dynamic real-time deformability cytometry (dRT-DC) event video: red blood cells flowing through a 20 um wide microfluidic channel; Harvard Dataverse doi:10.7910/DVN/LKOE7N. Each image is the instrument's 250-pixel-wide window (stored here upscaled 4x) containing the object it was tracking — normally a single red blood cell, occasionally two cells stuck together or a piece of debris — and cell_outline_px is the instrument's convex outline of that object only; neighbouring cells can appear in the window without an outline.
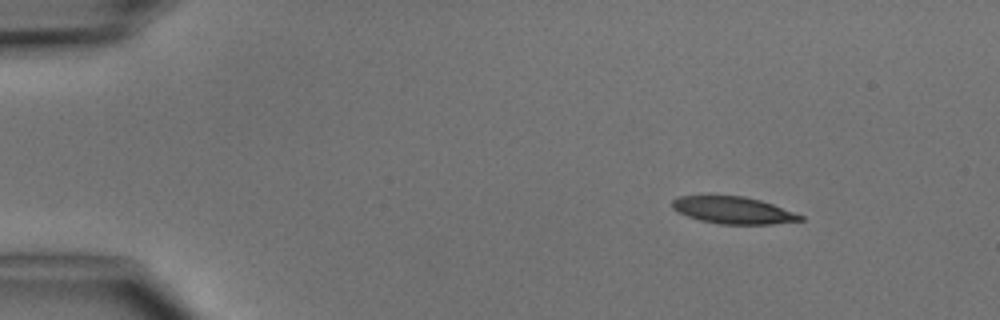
{"species": "common noctule bat (a hibernating species)", "species_latin": "Nyctalus noctula", "temperature_condition": "cold", "stored_images_in_passage": 3, "camera_frame_rate_fps": 3000, "um_per_image_px": 0.085, "animal": {"sex": "male", "body_mass_g": 15.6}, "frame": {"image": 1, "passage_image": 1, "time_ms": 0.0, "image_size_px": [1000, 320], "cell_outline_px": [[804, 220], [772, 224], [720, 224], [700, 220], [676, 212], [672, 208], [672, 200], [676, 196], [744, 196], [760, 200], [772, 204], [804, 216]], "centroid_in_image_um": [62.3, 17.87], "position_along_channel_um": 22.7, "area_um2": 20.11}}